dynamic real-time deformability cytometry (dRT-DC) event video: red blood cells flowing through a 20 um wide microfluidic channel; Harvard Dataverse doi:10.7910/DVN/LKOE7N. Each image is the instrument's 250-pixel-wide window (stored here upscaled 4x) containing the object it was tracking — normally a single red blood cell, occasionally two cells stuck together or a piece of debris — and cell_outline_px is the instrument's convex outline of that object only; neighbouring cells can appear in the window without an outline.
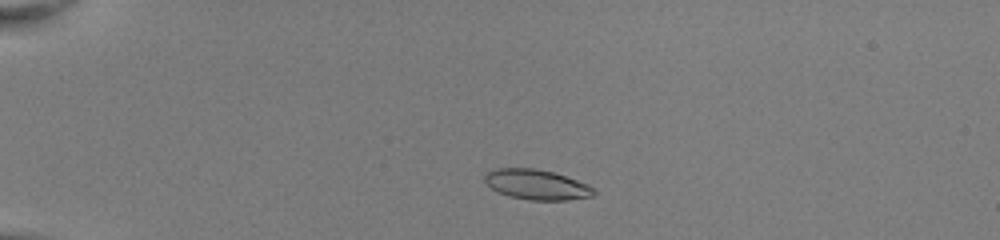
{"species": "common noctule bat (a hibernating species)", "species_latin": "Nyctalus noctula", "temperature_condition": "room temperature", "stored_images_in_passage": 42, "camera_frame_rate_fps": 3000, "um_per_image_px": 0.085, "animal": {"sex": "female", "body_mass_g": 22.0, "forearm_length_mm": 56.7}, "frame": {"image": 1, "passage_image": 4, "time_ms": 1.0, "image_size_px": [1000, 240], "cell_outline_px": [[596, 192], [592, 196], [568, 200], [528, 200], [508, 196], [492, 188], [484, 180], [484, 176], [492, 168], [536, 168], [552, 172], [588, 184], [596, 188]], "centroid_in_image_um": [45.63, 15.69], "position_along_channel_um": 39.4, "area_um2": 19.13}}
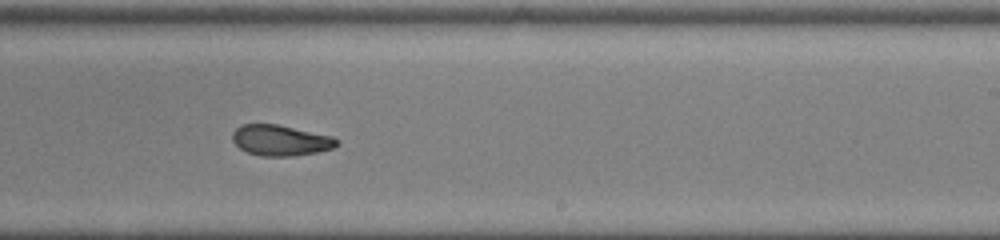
{"frame": {"image": 2, "passage_image": 25, "time_ms": 8.0, "image_size_px": [1000, 240], "cell_outline_px": [[340, 144], [336, 148], [316, 152], [292, 156], [260, 156], [248, 152], [240, 148], [232, 140], [232, 132], [240, 124], [276, 124], [332, 136], [340, 140]], "centroid_in_image_um": [23.87, 11.93], "position_along_channel_um": 265.1, "area_um2": 18.79}}
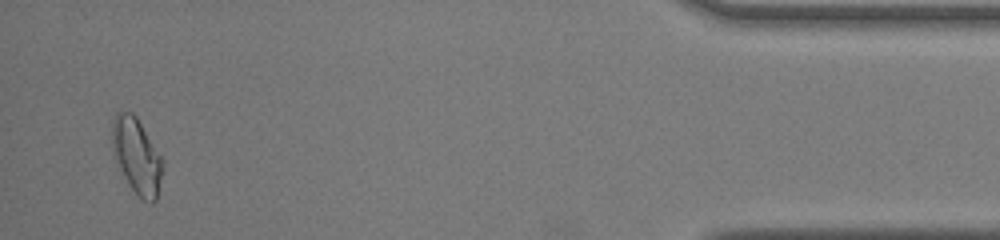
{"frame": {"image": 3, "passage_image": 41, "time_ms": 13.333, "image_size_px": [1000, 240], "cell_outline_px": [[164, 160], [156, 200], [152, 204], [140, 200], [124, 176], [112, 156], [112, 120], [116, 112], [132, 112], [136, 116]], "centroid_in_image_um": [11.61, 13.26], "position_along_channel_um": 423.6, "area_um2": 22.37}, "authors_computed_cell_mechanics": {"area_um2": 19.5364, "velocity_mm_per_s": 4.0713, "shape_relaxation_time_tau1_ms": null, "shape_relaxation_time_tau2_ms": 1.9762, "deformation_change_tau1": null, "deformation_change_tau2": 0.0765}}